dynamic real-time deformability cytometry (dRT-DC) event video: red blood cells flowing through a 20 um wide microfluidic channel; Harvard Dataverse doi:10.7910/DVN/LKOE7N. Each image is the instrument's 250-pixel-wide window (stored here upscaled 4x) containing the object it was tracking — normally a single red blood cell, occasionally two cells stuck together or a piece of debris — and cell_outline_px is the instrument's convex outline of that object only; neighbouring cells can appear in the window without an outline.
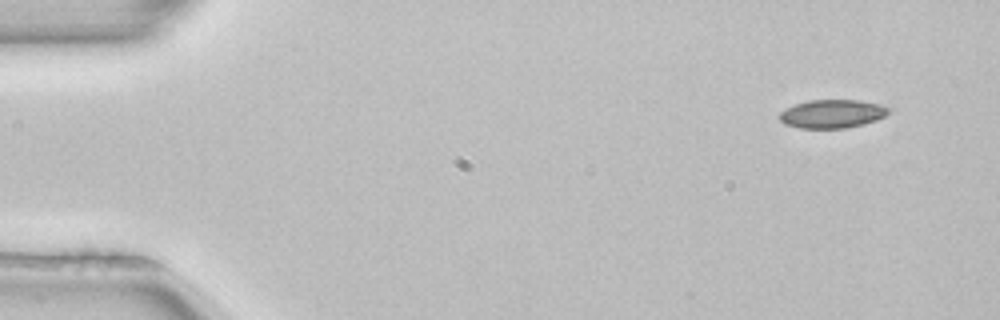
{"species": "common noctule bat (a hibernating species)", "species_latin": "Nyctalus noctula", "temperature_condition": "room temperature", "stored_images_in_passage": 4, "camera_frame_rate_fps": 3000, "um_per_image_px": 0.085, "animal": {"sex": "female", "body_mass_g": 22.7, "forearm_length_mm": 54.2}, "frame": {"image": 1, "passage_image": 1, "time_ms": 0.0, "image_size_px": [1000, 320], "cell_outline_px": [[892, 112], [876, 120], [864, 124], [844, 128], [800, 128], [784, 124], [780, 120], [780, 112], [796, 104], [808, 100], [860, 100], [880, 104], [892, 108]], "centroid_in_image_um": [70.79, 9.67], "position_along_channel_um": 14.2, "area_um2": 18.15}}